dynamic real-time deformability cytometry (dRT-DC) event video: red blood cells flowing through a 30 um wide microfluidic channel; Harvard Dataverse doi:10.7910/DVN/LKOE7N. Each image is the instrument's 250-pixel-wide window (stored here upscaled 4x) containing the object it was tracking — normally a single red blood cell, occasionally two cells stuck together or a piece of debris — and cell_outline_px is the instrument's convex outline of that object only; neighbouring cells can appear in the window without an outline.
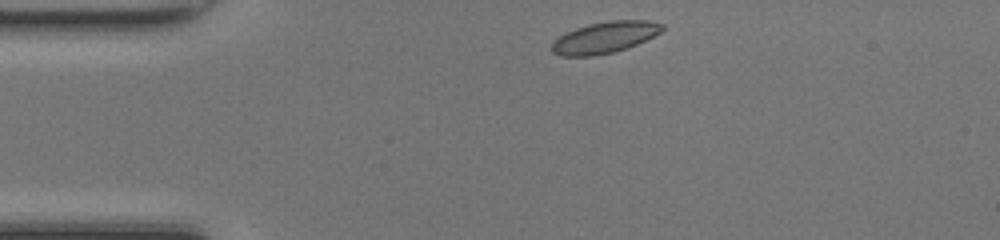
{"species": "common noctule bat (a hibernating species)", "species_latin": "Nyctalus noctula", "temperature_condition": "room temperature", "stored_images_in_passage": 41, "segment_of_instrument_passage": [1, 2], "camera_frame_rate_fps": 3000, "um_per_image_px": 0.085, "animal": {"sex": "female", "body_mass_g": 17.0, "forearm_length_mm": 48.0}, "frame": {"image": 1, "passage_image": 1, "time_ms": 0.0, "image_size_px": [1000, 240], "cell_outline_px": [[664, 28], [660, 32], [628, 48], [612, 52], [592, 56], [560, 56], [552, 52], [552, 40], [576, 28], [588, 24], [608, 20], [648, 20], [664, 24]], "centroid_in_image_um": [51.39, 3.17], "position_along_channel_um": 33.6, "area_um2": 20.11}}
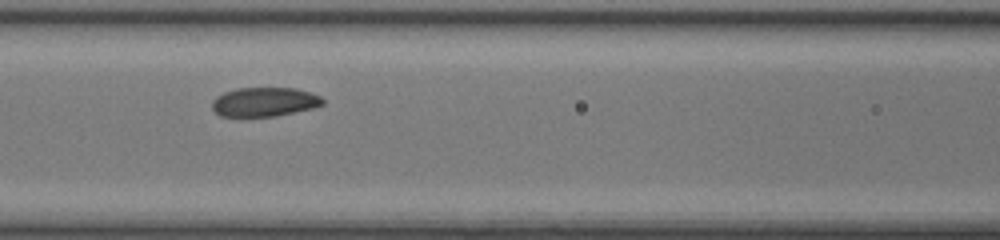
{"frame": {"image": 2, "passage_image": 12, "time_ms": 3.667, "image_size_px": [1000, 240], "cell_outline_px": [[324, 104], [312, 108], [276, 116], [220, 116], [212, 108], [212, 100], [216, 96], [224, 92], [236, 88], [296, 88], [312, 92], [320, 96], [324, 100]], "centroid_in_image_um": [22.48, 8.65], "position_along_channel_um": 144.1, "area_um2": 18.84}}
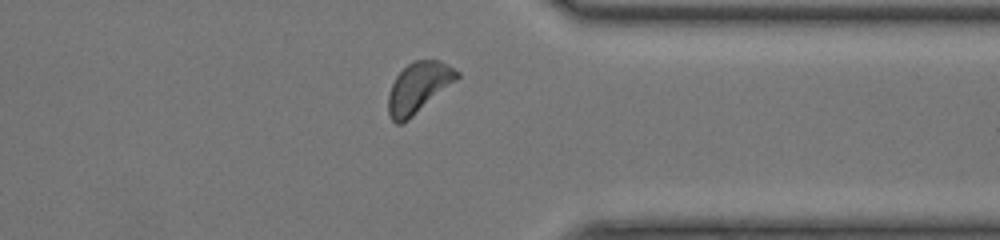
{"frame": {"image": 3, "passage_image": 29, "time_ms": 9.333, "image_size_px": [1000, 240], "cell_outline_px": [[460, 76], [456, 80], [408, 120], [400, 124], [396, 124], [388, 116], [388, 96], [392, 84], [396, 76], [408, 64], [416, 60], [440, 60], [460, 72]], "centroid_in_image_um": [35.55, 7.45], "position_along_channel_um": 375.8, "area_um2": 20.0}}